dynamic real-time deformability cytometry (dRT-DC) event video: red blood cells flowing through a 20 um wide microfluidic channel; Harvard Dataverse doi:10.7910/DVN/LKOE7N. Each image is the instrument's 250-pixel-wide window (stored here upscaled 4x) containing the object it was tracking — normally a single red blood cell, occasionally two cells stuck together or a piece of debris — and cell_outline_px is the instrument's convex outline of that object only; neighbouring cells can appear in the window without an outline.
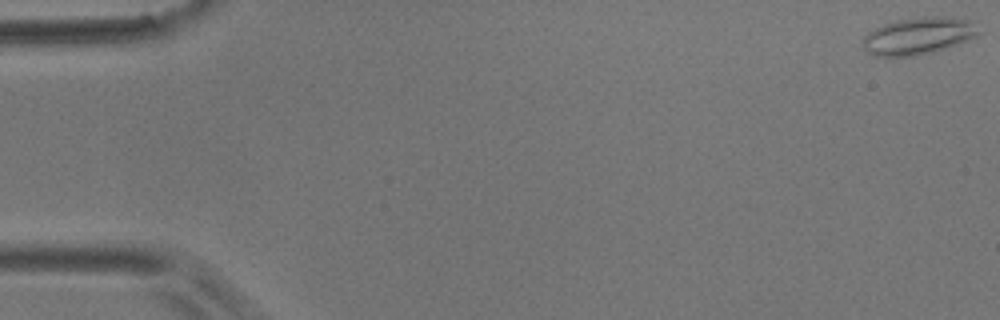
{"species": "common noctule bat (a hibernating species)", "species_latin": "Nyctalus noctula", "temperature_condition": "room temperature", "stored_images_in_passage": 50, "camera_frame_rate_fps": 3000, "um_per_image_px": 0.085, "animal": {"sex": "male", "body_mass_g": 17.9}, "frame": {"image": 1, "passage_image": 1, "time_ms": 0.0, "image_size_px": [1000, 320], "cell_outline_px": [[980, 32], [976, 36], [932, 52], [916, 56], [872, 56], [864, 48], [864, 36], [868, 32], [884, 24], [896, 20], [924, 16], [952, 16], [972, 20]], "centroid_in_image_um": [78.06, 3.03], "position_along_channel_um": 6.9, "area_um2": 24.91}}
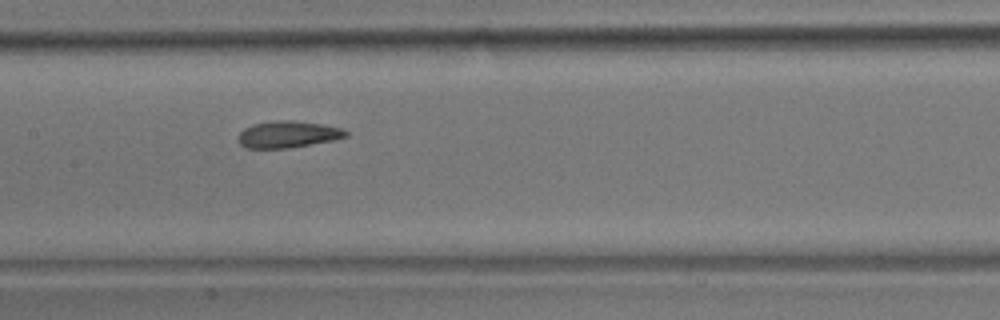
{"frame": {"image": 2, "passage_image": 28, "time_ms": 9.0, "image_size_px": [1000, 320], "cell_outline_px": [[348, 136], [332, 140], [288, 148], [244, 148], [236, 140], [236, 136], [244, 128], [252, 124], [276, 120], [292, 120], [324, 124], [340, 128], [348, 132]], "centroid_in_image_um": [24.41, 11.41], "position_along_channel_um": 183.0, "area_um2": 16.88}}
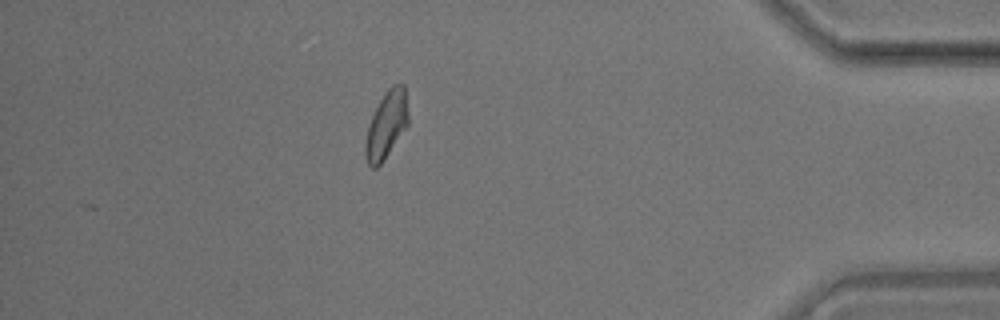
{"frame": {"image": 3, "passage_image": 50, "time_ms": 16.333, "image_size_px": [1000, 320], "cell_outline_px": [[408, 124], [384, 160], [376, 168], [372, 168], [368, 164], [364, 156], [364, 144], [368, 124], [380, 100], [388, 88], [392, 84], [404, 84], [408, 112]], "centroid_in_image_um": [32.82, 10.63], "position_along_channel_um": 402.4, "area_um2": 16.76}, "authors_computed_cell_mechanics": {"area_um2": 17.1955, "velocity_mm_per_s": 3.5634, "shape_relaxation_time_tau1_ms": 10.175, "shape_relaxation_time_tau2_ms": 2.9912, "deformation_change_tau1": 0.1756, "deformation_change_tau2": 0.0822}}